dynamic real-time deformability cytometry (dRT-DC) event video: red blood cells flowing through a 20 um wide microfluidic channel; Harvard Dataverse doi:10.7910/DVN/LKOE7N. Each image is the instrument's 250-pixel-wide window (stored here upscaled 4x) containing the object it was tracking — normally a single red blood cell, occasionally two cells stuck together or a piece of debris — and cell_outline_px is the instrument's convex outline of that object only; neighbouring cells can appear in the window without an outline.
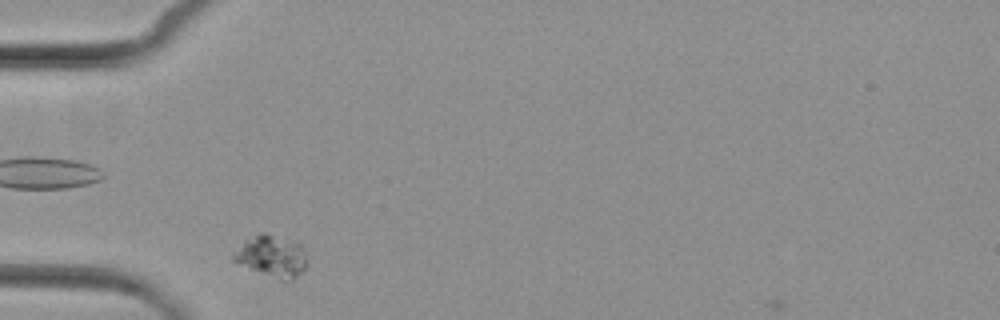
{"species": "common noctule bat (a hibernating species)", "species_latin": "Nyctalus noctula", "temperature_condition": "cold", "stored_images_in_passage": 7, "camera_frame_rate_fps": 3000, "um_per_image_px": 0.085, "animal": {"sex": "female", "body_mass_g": 29.2, "forearm_length_mm": 56.3}, "frame": {"image": 1, "passage_image": 6, "time_ms": 5.667, "image_size_px": [1000, 320], "cell_outline_px": [[308, 268], [292, 280], [280, 280], [240, 264], [232, 260], [232, 252], [244, 240], [260, 232], [268, 232], [300, 244], [304, 248], [308, 260]], "centroid_in_image_um": [23.13, 21.76], "position_along_channel_um": 61.9, "area_um2": 18.21}}